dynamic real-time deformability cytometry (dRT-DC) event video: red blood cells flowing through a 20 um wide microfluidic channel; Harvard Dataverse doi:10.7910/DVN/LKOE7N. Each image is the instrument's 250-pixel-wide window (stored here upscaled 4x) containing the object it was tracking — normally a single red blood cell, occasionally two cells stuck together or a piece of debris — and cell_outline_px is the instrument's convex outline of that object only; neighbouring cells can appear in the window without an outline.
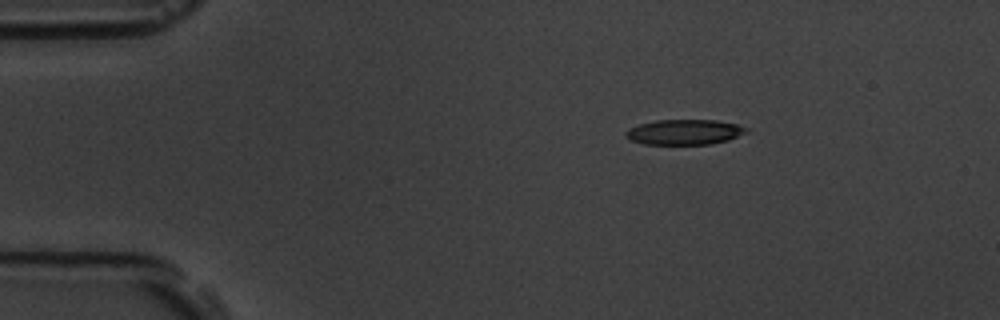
{"species": "common noctule bat (a hibernating species)", "species_latin": "Nyctalus noctula", "temperature_condition": "room temperature", "stored_images_in_passage": 7, "camera_frame_rate_fps": 3000, "um_per_image_px": 0.085, "animal": {"sex": "male", "body_mass_g": 19.5, "forearm_length_mm": 54.6}, "frame": {"image": 1, "passage_image": 7, "time_ms": 7.667, "image_size_px": [1000, 320], "cell_outline_px": [[748, 132], [728, 140], [712, 144], [644, 144], [632, 140], [624, 136], [624, 132], [628, 128], [640, 124], [656, 120], [716, 120], [736, 124], [748, 128]], "centroid_in_image_um": [58.17, 11.22], "position_along_channel_um": 26.8, "area_um2": 17.74}}